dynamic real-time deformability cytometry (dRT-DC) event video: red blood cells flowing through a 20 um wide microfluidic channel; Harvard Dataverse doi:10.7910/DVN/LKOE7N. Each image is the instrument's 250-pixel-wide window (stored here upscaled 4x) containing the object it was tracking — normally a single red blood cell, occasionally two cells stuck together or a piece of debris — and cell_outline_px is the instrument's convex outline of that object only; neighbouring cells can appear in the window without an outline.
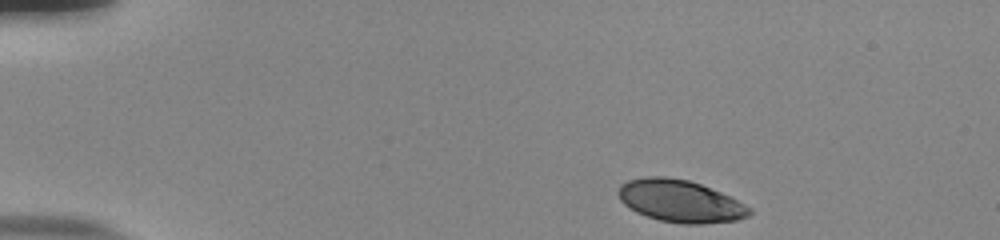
{"species": "human", "species_latin": "Homo sapiens", "temperature_condition": "room temperature", "stored_images_in_passage": 47, "camera_frame_rate_fps": 3000, "um_per_image_px": 0.085, "donor": {"sex": "male"}, "frame": {"image": 1, "passage_image": 1, "time_ms": 0.0, "image_size_px": [1000, 240], "cell_outline_px": [[752, 212], [748, 216], [736, 220], [704, 224], [684, 224], [660, 220], [636, 212], [624, 204], [620, 200], [616, 192], [620, 184], [628, 180], [644, 176], [668, 176], [688, 180], [700, 184], [720, 192], [752, 208]], "centroid_in_image_um": [57.78, 17.08], "position_along_channel_um": 27.2, "area_um2": 32.31}}
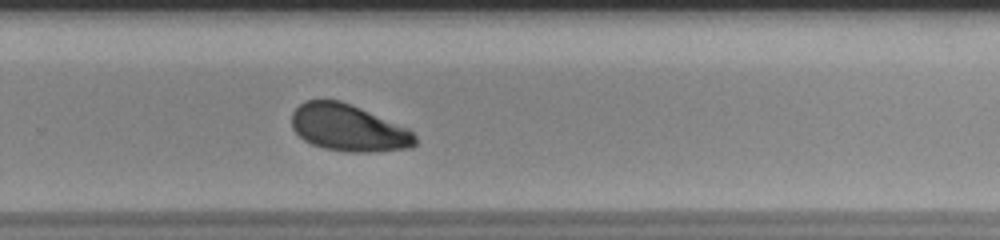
{"frame": {"image": 2, "passage_image": 30, "time_ms": 9.667, "image_size_px": [1000, 240], "cell_outline_px": [[416, 144], [412, 148], [368, 152], [348, 152], [324, 148], [312, 144], [304, 140], [292, 128], [292, 112], [304, 100], [340, 100], [352, 104], [408, 128], [416, 136]], "centroid_in_image_um": [29.62, 10.87], "position_along_channel_um": 300.2, "area_um2": 33.76}}
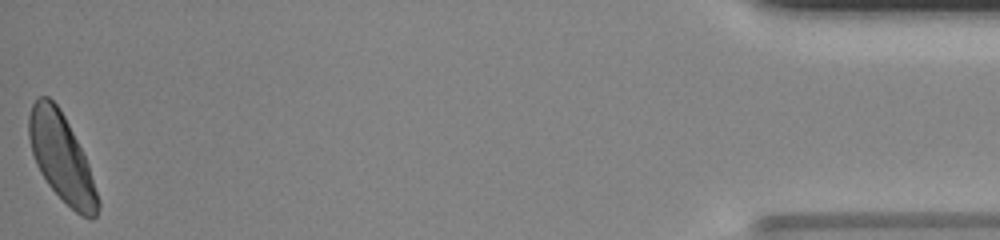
{"frame": {"image": 3, "passage_image": 47, "time_ms": 15.333, "image_size_px": [1000, 240], "cell_outline_px": [[100, 208], [96, 216], [92, 220], [80, 216], [48, 184], [40, 172], [36, 164], [32, 152], [28, 136], [28, 116], [32, 104], [40, 96], [48, 96], [60, 108], [88, 164], [100, 200]], "centroid_in_image_um": [5.23, 13.42], "position_along_channel_um": 430.0, "area_um2": 34.8}, "authors_computed_cell_mechanics": {"area_um2": 34.4488, "velocity_mm_per_s": 3.7744, "shape_relaxation_time_tau1_ms": 3.0179, "shape_relaxation_time_tau2_ms": null, "deformation_change_tau1": 0.1426, "deformation_change_tau2": null}}